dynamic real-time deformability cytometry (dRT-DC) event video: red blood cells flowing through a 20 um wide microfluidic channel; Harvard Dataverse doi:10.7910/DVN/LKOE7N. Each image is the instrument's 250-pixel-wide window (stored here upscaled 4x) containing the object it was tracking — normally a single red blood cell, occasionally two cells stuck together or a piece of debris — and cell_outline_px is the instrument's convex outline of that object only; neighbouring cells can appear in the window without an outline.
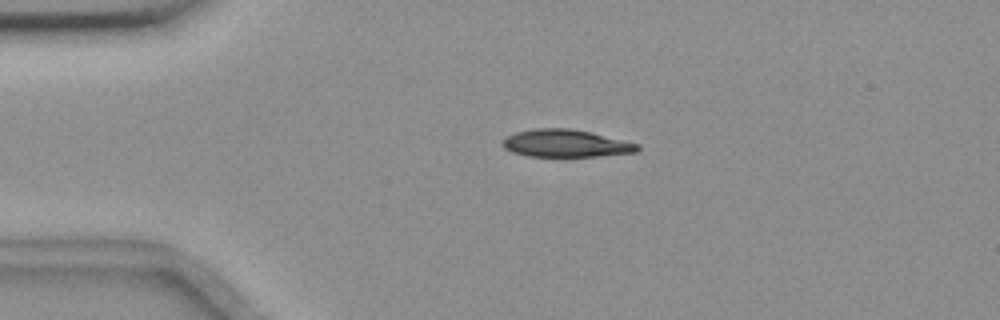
{"species": "common noctule bat (a hibernating species)", "species_latin": "Nyctalus noctula", "temperature_condition": "room temperature", "stored_images_in_passage": 3, "camera_frame_rate_fps": 3000, "um_per_image_px": 0.085, "animal": {"sex": "female", "body_mass_g": 18.4}, "frame": {"image": 1, "passage_image": 2, "time_ms": 2.0, "image_size_px": [1000, 320], "cell_outline_px": [[640, 148], [636, 152], [600, 156], [528, 156], [512, 152], [504, 148], [500, 144], [500, 140], [504, 136], [516, 132], [532, 128], [572, 128], [592, 132], [640, 144]], "centroid_in_image_um": [48.05, 12.17], "position_along_channel_um": 37.0, "area_um2": 21.96}}